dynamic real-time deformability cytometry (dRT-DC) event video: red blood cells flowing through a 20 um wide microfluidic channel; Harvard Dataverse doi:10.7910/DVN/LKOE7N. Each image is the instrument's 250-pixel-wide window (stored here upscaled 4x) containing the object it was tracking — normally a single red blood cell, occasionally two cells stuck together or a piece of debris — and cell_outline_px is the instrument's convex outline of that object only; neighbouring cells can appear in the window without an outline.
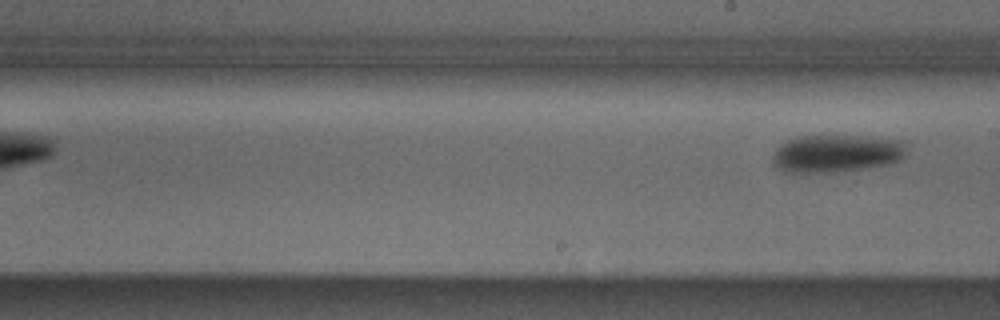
{"species": "Egyptian fruit bat (a non-hibernating species)", "species_latin": "Rousettus aegyptiacus", "temperature_condition": "cold", "stored_images_in_passage": 8, "segment_of_instrument_passage": [2, 2], "camera_frame_rate_fps": 3000, "um_per_image_px": 0.085, "animal": {"sex": "male"}, "frame": {"image": 1, "passage_image": 8, "time_ms": 2.333, "image_size_px": [1000, 320], "cell_outline_px": [[908, 148], [904, 156], [900, 160], [892, 164], [868, 168], [836, 172], [784, 172], [776, 168], [772, 164], [772, 152], [780, 144], [796, 136], [864, 136], [908, 140]], "centroid_in_image_um": [71.14, 13.04], "position_along_channel_um": 217.9, "area_um2": 30.23}}